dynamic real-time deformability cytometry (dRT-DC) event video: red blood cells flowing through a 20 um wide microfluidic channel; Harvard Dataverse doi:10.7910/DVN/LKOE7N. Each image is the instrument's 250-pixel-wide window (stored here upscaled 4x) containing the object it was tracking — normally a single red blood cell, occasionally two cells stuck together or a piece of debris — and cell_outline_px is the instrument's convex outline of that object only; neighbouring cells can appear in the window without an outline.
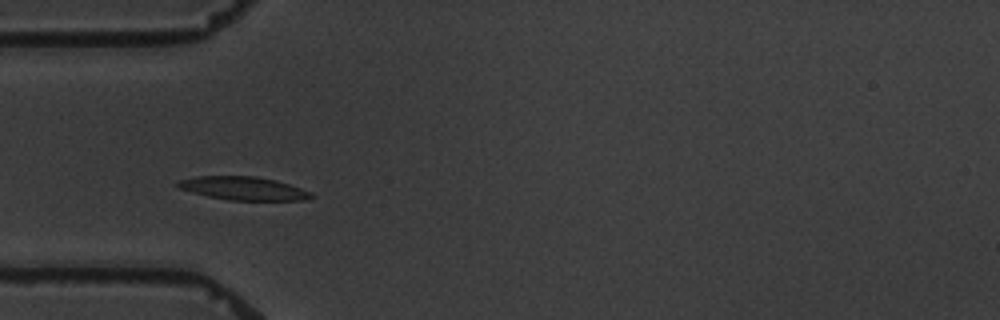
{"species": "common noctule bat (a hibernating species)", "species_latin": "Nyctalus noctula", "temperature_condition": "warm", "stored_images_in_passage": 8, "camera_frame_rate_fps": 3000, "um_per_image_px": 0.085, "animal": {"sex": "male", "body_mass_g": 19.5, "forearm_length_mm": 54.6}, "frame": {"image": 1, "passage_image": 4, "time_ms": 3.333, "image_size_px": [1000, 320], "cell_outline_px": [[316, 196], [308, 200], [228, 200], [208, 196], [192, 192], [180, 188], [172, 184], [180, 180], [196, 176], [256, 176], [276, 180], [312, 192]], "centroid_in_image_um": [20.7, 16.01], "position_along_channel_um": 64.3, "area_um2": 18.21}}
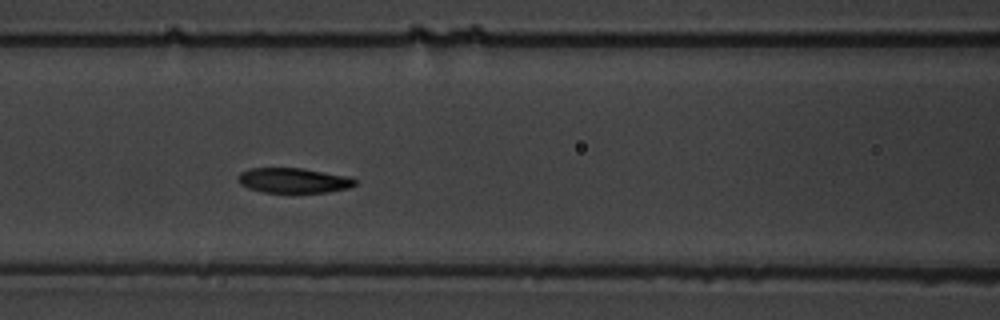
{"frame": {"image": 2, "passage_image": 6, "time_ms": 5.667, "image_size_px": [1000, 320], "cell_outline_px": [[356, 184], [348, 188], [328, 192], [264, 192], [248, 188], [240, 184], [236, 180], [236, 176], [240, 172], [248, 168], [304, 168], [348, 176], [356, 180]], "centroid_in_image_um": [24.9, 15.32], "position_along_channel_um": 141.7, "area_um2": 17.17}}
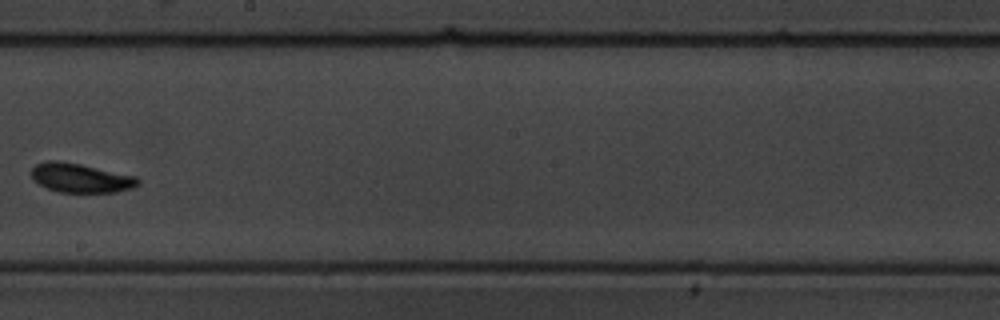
{"frame": {"image": 3, "passage_image": 8, "time_ms": 8.667, "image_size_px": [1000, 320], "cell_outline_px": [[140, 184], [132, 188], [116, 192], [60, 192], [48, 188], [40, 184], [32, 176], [32, 168], [36, 164], [48, 160], [56, 160], [80, 164], [136, 176], [140, 180]], "centroid_in_image_um": [6.89, 15.12], "position_along_channel_um": 241.3, "area_um2": 17.92}}